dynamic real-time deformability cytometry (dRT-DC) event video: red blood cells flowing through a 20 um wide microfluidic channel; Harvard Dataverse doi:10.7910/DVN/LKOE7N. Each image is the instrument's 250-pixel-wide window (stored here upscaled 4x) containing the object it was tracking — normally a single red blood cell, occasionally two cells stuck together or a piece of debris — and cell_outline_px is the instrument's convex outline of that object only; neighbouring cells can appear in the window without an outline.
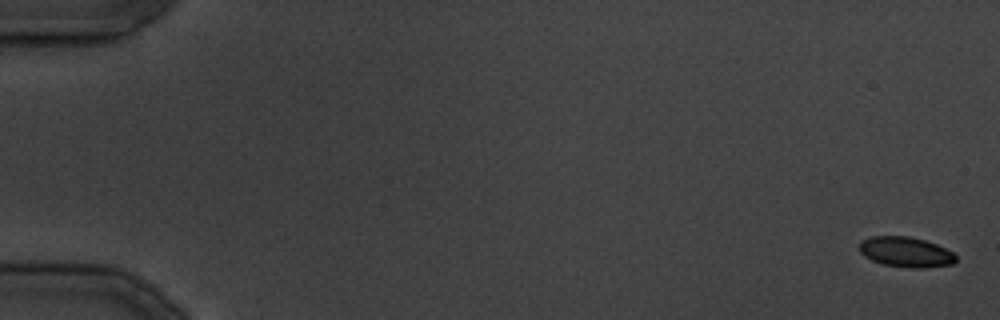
{"species": "common noctule bat (a hibernating species)", "species_latin": "Nyctalus noctula", "temperature_condition": "cold", "stored_images_in_passage": 36, "camera_frame_rate_fps": 3000, "um_per_image_px": 0.085, "animal": {"sex": "male", "body_mass_g": 19.5, "forearm_length_mm": 54.6}, "frame": {"image": 1, "passage_image": 1, "time_ms": 0.0, "image_size_px": [1000, 320], "cell_outline_px": [[956, 260], [952, 264], [920, 268], [916, 268], [884, 264], [872, 260], [864, 256], [860, 252], [860, 244], [864, 240], [872, 236], [908, 236], [924, 240], [936, 244], [952, 252], [956, 256]], "centroid_in_image_um": [77.0, 21.41], "position_along_channel_um": 8.0, "area_um2": 16.65}}
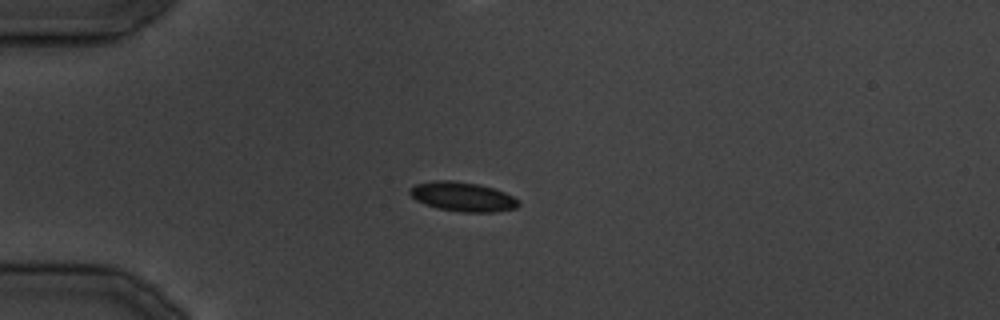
{"frame": {"image": 2, "passage_image": 10, "time_ms": 11.0, "image_size_px": [1000, 320], "cell_outline_px": [[520, 204], [516, 208], [496, 212], [460, 212], [436, 208], [424, 204], [416, 200], [408, 192], [416, 184], [432, 180], [452, 180], [480, 184], [504, 192], [520, 200]], "centroid_in_image_um": [39.33, 16.72], "position_along_channel_um": 45.7, "area_um2": 18.73}}
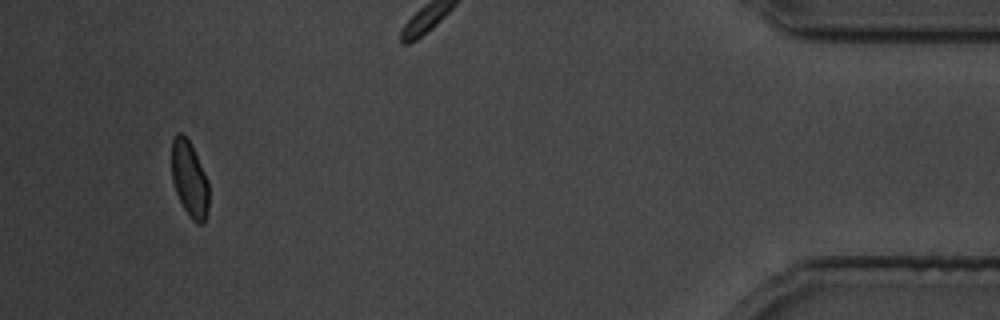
{"frame": {"image": 3, "passage_image": 34, "time_ms": 40.333, "image_size_px": [1000, 320], "cell_outline_px": [[208, 212], [204, 220], [200, 224], [192, 220], [184, 208], [176, 192], [172, 180], [172, 140], [176, 132], [180, 132], [192, 144], [208, 180]], "centroid_in_image_um": [16.11, 15.19], "position_along_channel_um": 419.1, "area_um2": 16.36}}